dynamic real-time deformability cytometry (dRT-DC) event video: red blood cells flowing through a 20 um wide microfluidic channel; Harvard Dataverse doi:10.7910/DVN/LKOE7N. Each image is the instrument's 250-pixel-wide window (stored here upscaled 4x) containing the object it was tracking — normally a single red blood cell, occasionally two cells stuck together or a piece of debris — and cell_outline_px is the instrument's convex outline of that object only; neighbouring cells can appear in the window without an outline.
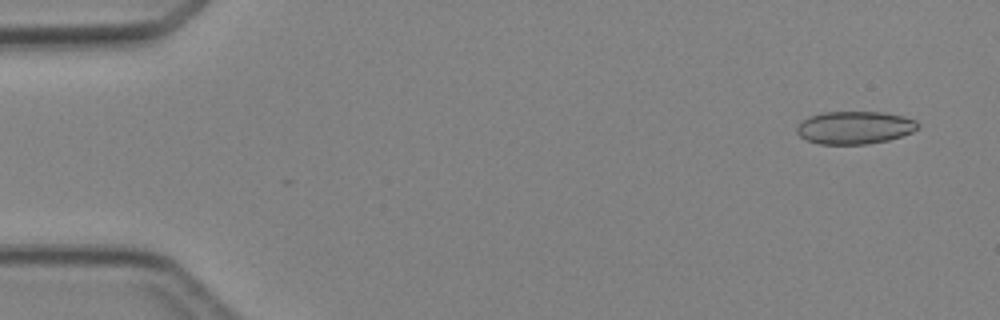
{"species": "Egyptian fruit bat (a non-hibernating species)", "species_latin": "Rousettus aegyptiacus", "temperature_condition": "cold", "stored_images_in_passage": 7, "segment_of_instrument_passage": [2, 2], "camera_frame_rate_fps": 3000, "um_per_image_px": 0.085, "animal": {"sex": "female"}, "frame": {"image": 1, "passage_image": 7, "time_ms": 8.0, "image_size_px": [1000, 320], "cell_outline_px": [[920, 124], [912, 132], [888, 140], [868, 144], [820, 144], [804, 140], [796, 132], [796, 128], [808, 116], [824, 112], [880, 112], [904, 116], [916, 120]], "centroid_in_image_um": [72.63, 10.85], "position_along_channel_um": 12.4, "area_um2": 23.12}}